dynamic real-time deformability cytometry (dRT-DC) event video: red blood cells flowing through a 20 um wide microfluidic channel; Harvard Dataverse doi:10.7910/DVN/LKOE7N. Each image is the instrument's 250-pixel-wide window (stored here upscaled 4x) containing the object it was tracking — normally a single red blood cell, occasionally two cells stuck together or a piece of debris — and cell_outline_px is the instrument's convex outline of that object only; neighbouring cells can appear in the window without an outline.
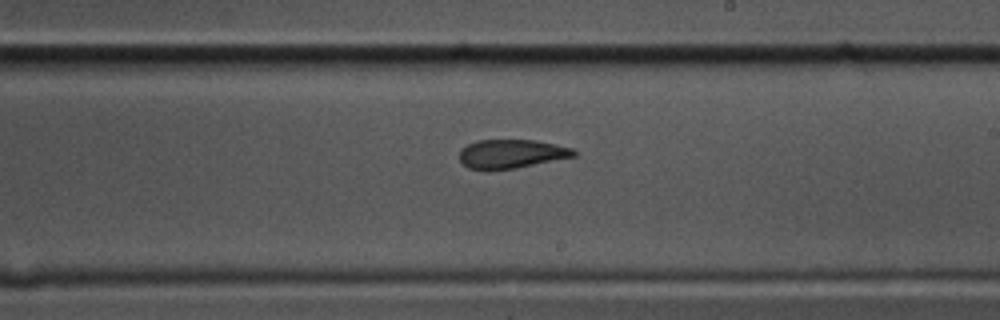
{"species": "common noctule bat (a hibernating species)", "species_latin": "Nyctalus noctula", "temperature_condition": "cold", "stored_images_in_passage": 34, "camera_frame_rate_fps": 3000, "um_per_image_px": 0.085, "animal": {"sex": "male", "body_mass_g": 17.5, "forearm_length_mm": 52.3}, "frame": {"image": 1, "passage_image": 17, "time_ms": 5.333, "image_size_px": [1000, 320], "cell_outline_px": [[576, 156], [516, 168], [484, 172], [468, 168], [460, 160], [460, 148], [476, 140], [536, 140], [572, 148], [576, 152]], "centroid_in_image_um": [43.41, 13.1], "position_along_channel_um": 245.6, "area_um2": 19.54}}
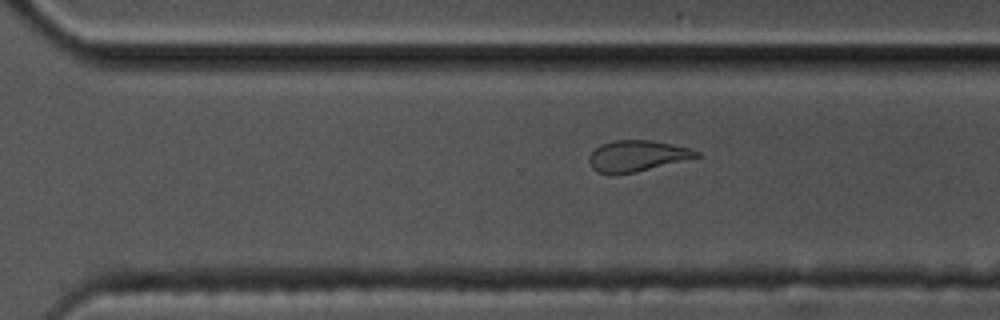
{"frame": {"image": 2, "passage_image": 23, "time_ms": 7.333, "image_size_px": [1000, 320], "cell_outline_px": [[700, 156], [636, 172], [616, 176], [608, 176], [596, 172], [592, 168], [588, 160], [588, 156], [600, 144], [616, 140], [652, 140], [692, 148], [700, 152]], "centroid_in_image_um": [54.09, 13.27], "position_along_channel_um": 316.5, "area_um2": 19.77}}
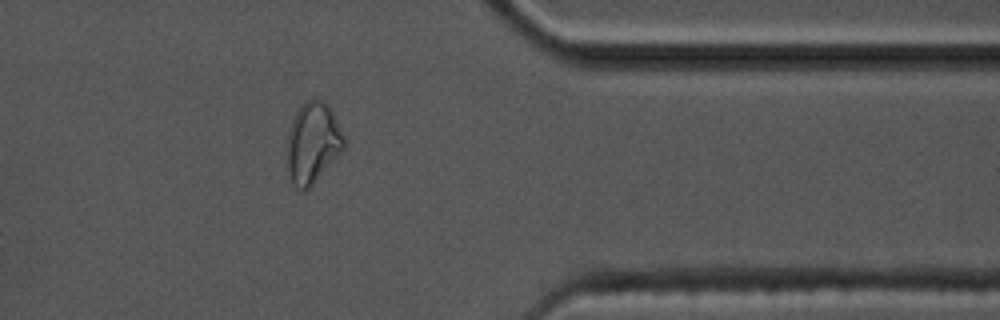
{"frame": {"image": 3, "passage_image": 30, "time_ms": 9.667, "image_size_px": [1000, 320], "cell_outline_px": [[344, 148], [312, 184], [308, 188], [300, 192], [292, 184], [288, 172], [288, 132], [292, 120], [296, 112], [308, 100], [320, 100], [332, 112], [344, 136]], "centroid_in_image_um": [26.56, 12.18], "position_along_channel_um": 384.8, "area_um2": 25.95}}